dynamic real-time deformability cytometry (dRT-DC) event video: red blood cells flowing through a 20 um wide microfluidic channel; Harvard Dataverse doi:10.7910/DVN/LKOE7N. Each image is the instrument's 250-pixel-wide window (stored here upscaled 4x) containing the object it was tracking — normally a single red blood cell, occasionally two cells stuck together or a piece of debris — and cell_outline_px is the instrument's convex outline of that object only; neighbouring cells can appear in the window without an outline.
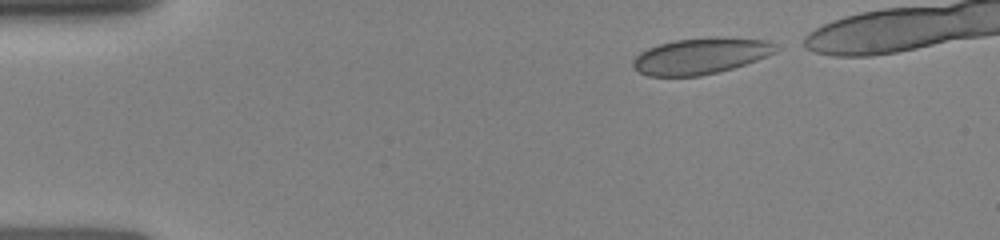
{"species": "human", "species_latin": "Homo sapiens", "temperature_condition": "room temperature", "stored_images_in_passage": 38, "camera_frame_rate_fps": 3000, "um_per_image_px": 0.085, "donor": {"sex": "female"}, "frame": {"image": 1, "passage_image": 1, "time_ms": 0.0, "image_size_px": [1000, 240], "cell_outline_px": [[780, 48], [776, 52], [756, 60], [732, 68], [700, 76], [648, 76], [632, 68], [632, 60], [640, 52], [648, 48], [660, 44], [676, 40], [708, 36], [716, 36], [768, 40], [776, 44]], "centroid_in_image_um": [59.57, 4.74], "position_along_channel_um": 25.4, "area_um2": 30.29}}
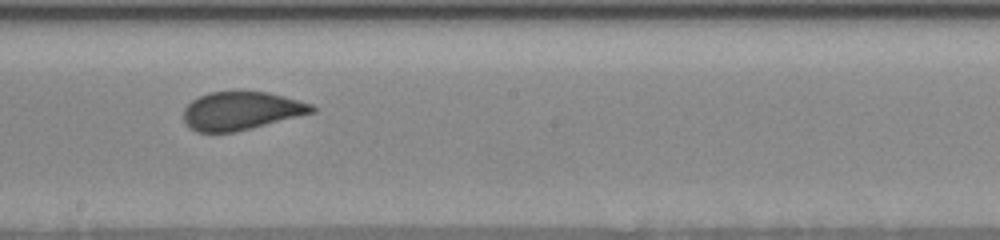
{"frame": {"image": 2, "passage_image": 25, "time_ms": 6.667, "image_size_px": [1000, 240], "cell_outline_px": [[316, 112], [232, 132], [196, 132], [184, 120], [184, 108], [192, 100], [208, 92], [240, 88], [268, 92], [284, 96], [312, 104], [316, 108]], "centroid_in_image_um": [20.5, 9.36], "position_along_channel_um": 227.7, "area_um2": 29.02}}
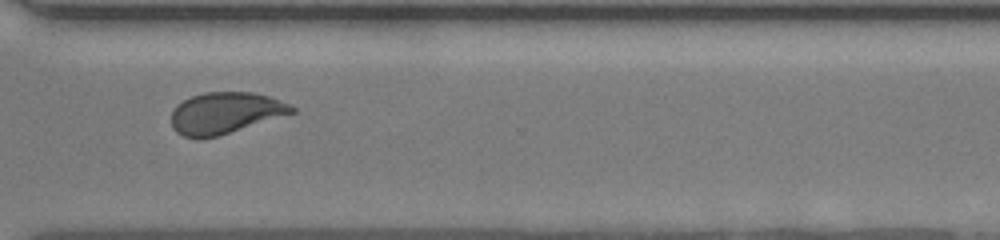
{"frame": {"image": 3, "passage_image": 37, "time_ms": 9.667, "image_size_px": [1000, 240], "cell_outline_px": [[296, 112], [216, 136], [184, 136], [176, 132], [172, 128], [172, 112], [176, 104], [192, 96], [204, 92], [256, 92], [268, 96], [288, 104], [296, 108]], "centroid_in_image_um": [19.14, 9.57], "position_along_channel_um": 351.5, "area_um2": 28.5}}